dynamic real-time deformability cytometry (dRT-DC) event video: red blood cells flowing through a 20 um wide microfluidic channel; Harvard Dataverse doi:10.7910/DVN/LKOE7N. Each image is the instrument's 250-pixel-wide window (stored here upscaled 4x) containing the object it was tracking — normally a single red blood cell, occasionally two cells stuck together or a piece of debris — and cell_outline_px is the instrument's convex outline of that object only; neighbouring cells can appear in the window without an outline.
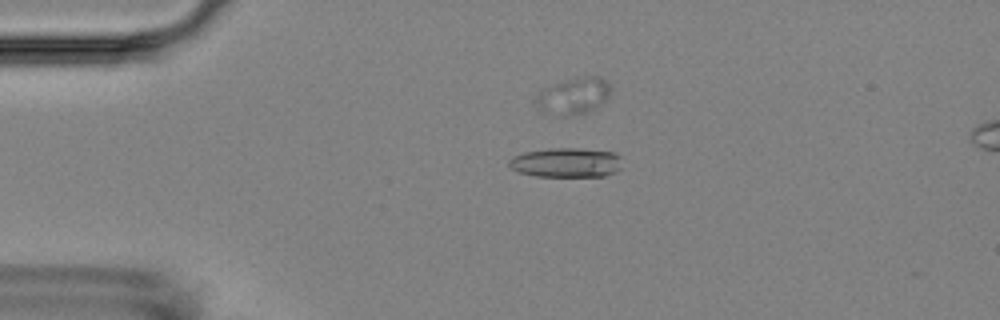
{"species": "Egyptian fruit bat (a non-hibernating species)", "species_latin": "Rousettus aegyptiacus", "temperature_condition": "room temperature", "stored_images_in_passage": 10, "camera_frame_rate_fps": 3000, "um_per_image_px": 0.085, "animal": {"sex": "female"}, "frame": {"image": 1, "passage_image": 5, "time_ms": 4.333, "image_size_px": [1000, 320], "cell_outline_px": [[620, 168], [616, 172], [604, 176], [536, 176], [520, 172], [512, 168], [508, 164], [508, 160], [512, 156], [524, 152], [548, 148], [576, 148], [616, 152], [620, 156]], "centroid_in_image_um": [48.13, 13.81], "position_along_channel_um": 36.9, "area_um2": 19.54}}
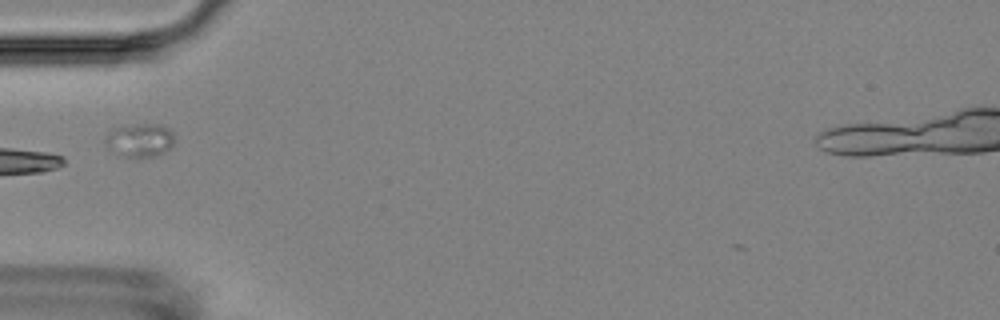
{"frame": {"image": 2, "passage_image": 7, "time_ms": 6.667, "image_size_px": [1000, 320], "cell_outline_px": [[172, 144], [168, 148], [152, 156], [128, 156], [108, 148], [104, 140], [104, 136], [112, 128], [140, 124], [164, 124], [172, 132]], "centroid_in_image_um": [11.85, 11.86], "position_along_channel_um": 73.2, "area_um2": 12.95}}
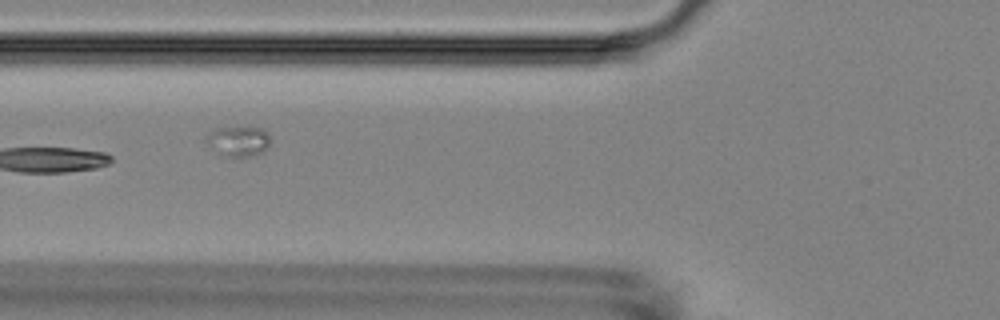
{"frame": {"image": 3, "passage_image": 8, "time_ms": 7.667, "image_size_px": [1000, 320], "cell_outline_px": [[268, 148], [264, 152], [248, 156], [228, 156], [208, 144], [204, 140], [208, 132], [212, 128], [264, 128], [268, 132]], "centroid_in_image_um": [20.27, 11.97], "position_along_channel_um": 105.5, "area_um2": 10.92}}